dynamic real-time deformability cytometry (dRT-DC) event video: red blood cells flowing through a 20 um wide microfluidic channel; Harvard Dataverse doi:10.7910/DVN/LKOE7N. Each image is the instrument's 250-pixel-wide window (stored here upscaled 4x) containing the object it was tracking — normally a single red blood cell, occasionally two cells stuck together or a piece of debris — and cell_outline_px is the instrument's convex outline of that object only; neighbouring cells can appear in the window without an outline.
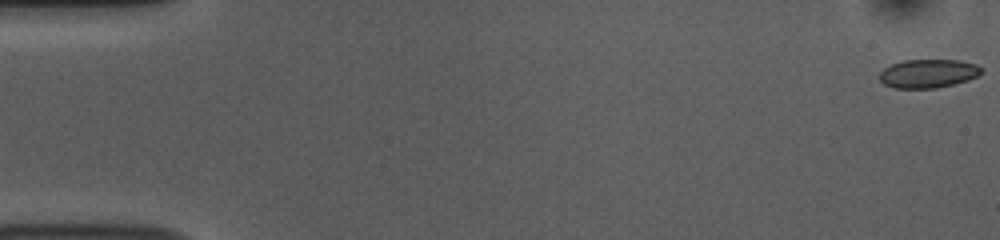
{"species": "common noctule bat (a hibernating species)", "species_latin": "Nyctalus noctula", "temperature_condition": "room temperature", "stored_images_in_passage": 54, "camera_frame_rate_fps": 3000, "um_per_image_px": 0.085, "animal": {"sex": "female", "body_mass_g": 10.0, "forearm_length_mm": 53.1}, "frame": {"image": 1, "passage_image": 1, "time_ms": 0.0, "image_size_px": [1000, 240], "cell_outline_px": [[984, 68], [976, 76], [968, 80], [936, 88], [896, 88], [884, 84], [880, 80], [880, 72], [884, 68], [892, 64], [904, 60], [960, 60], [976, 64]], "centroid_in_image_um": [78.89, 6.24], "position_along_channel_um": 6.1, "area_um2": 16.88}}
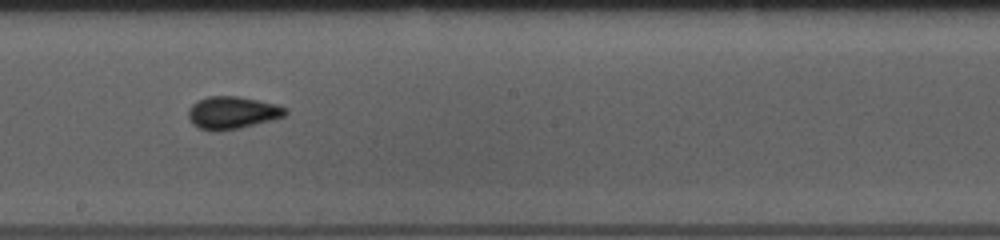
{"frame": {"image": 2, "passage_image": 30, "time_ms": 9.667, "image_size_px": [1000, 240], "cell_outline_px": [[288, 112], [284, 116], [272, 120], [240, 128], [220, 132], [208, 132], [192, 124], [188, 116], [188, 108], [196, 100], [208, 96], [236, 96], [276, 104], [288, 108]], "centroid_in_image_um": [19.71, 9.59], "position_along_channel_um": 228.5, "area_um2": 18.67}}
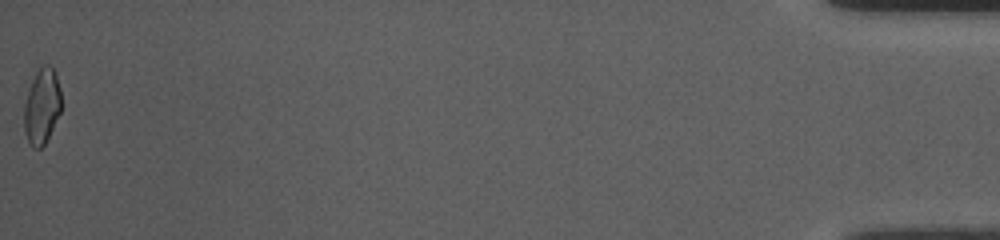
{"frame": {"image": 3, "passage_image": 54, "time_ms": 17.667, "image_size_px": [1000, 240], "cell_outline_px": [[60, 112], [44, 144], [40, 148], [32, 148], [24, 132], [24, 104], [28, 88], [36, 72], [40, 68], [48, 64], [56, 72], [60, 88]], "centroid_in_image_um": [3.54, 9.02], "position_along_channel_um": 431.7, "area_um2": 16.18}, "authors_computed_cell_mechanics": {"area_um2": 17.2533, "velocity_mm_per_s": 3.7577, "shape_relaxation_time_tau1_ms": 3.8484, "shape_relaxation_time_tau2_ms": 1.4781, "deformation_change_tau1": 0.0904, "deformation_change_tau2": 0.0499}}